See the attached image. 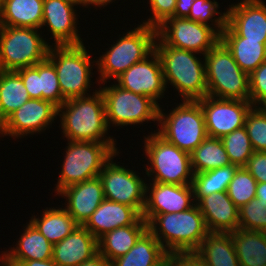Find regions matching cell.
I'll list each match as a JSON object with an SVG mask.
<instances>
[{
  "mask_svg": "<svg viewBox=\"0 0 266 266\" xmlns=\"http://www.w3.org/2000/svg\"><path fill=\"white\" fill-rule=\"evenodd\" d=\"M58 115L67 141L116 142V139L106 136L109 127L100 90H95L92 96L66 100L58 107Z\"/></svg>",
  "mask_w": 266,
  "mask_h": 266,
  "instance_id": "cell-1",
  "label": "cell"
},
{
  "mask_svg": "<svg viewBox=\"0 0 266 266\" xmlns=\"http://www.w3.org/2000/svg\"><path fill=\"white\" fill-rule=\"evenodd\" d=\"M147 224L169 255L194 253L210 233L196 203L182 212L157 214Z\"/></svg>",
  "mask_w": 266,
  "mask_h": 266,
  "instance_id": "cell-2",
  "label": "cell"
},
{
  "mask_svg": "<svg viewBox=\"0 0 266 266\" xmlns=\"http://www.w3.org/2000/svg\"><path fill=\"white\" fill-rule=\"evenodd\" d=\"M154 50L162 64L166 88L170 83L182 100L197 101L207 96L205 60L197 58L195 52L171 46H154Z\"/></svg>",
  "mask_w": 266,
  "mask_h": 266,
  "instance_id": "cell-3",
  "label": "cell"
},
{
  "mask_svg": "<svg viewBox=\"0 0 266 266\" xmlns=\"http://www.w3.org/2000/svg\"><path fill=\"white\" fill-rule=\"evenodd\" d=\"M207 95L220 99L250 101L249 74L219 40L204 56Z\"/></svg>",
  "mask_w": 266,
  "mask_h": 266,
  "instance_id": "cell-4",
  "label": "cell"
},
{
  "mask_svg": "<svg viewBox=\"0 0 266 266\" xmlns=\"http://www.w3.org/2000/svg\"><path fill=\"white\" fill-rule=\"evenodd\" d=\"M157 29L140 24L128 31L111 45L107 51L96 59L100 84L116 79L132 65L144 60L154 51ZM102 82V83H101Z\"/></svg>",
  "mask_w": 266,
  "mask_h": 266,
  "instance_id": "cell-5",
  "label": "cell"
},
{
  "mask_svg": "<svg viewBox=\"0 0 266 266\" xmlns=\"http://www.w3.org/2000/svg\"><path fill=\"white\" fill-rule=\"evenodd\" d=\"M55 192L99 176L105 163L116 153V143L68 141Z\"/></svg>",
  "mask_w": 266,
  "mask_h": 266,
  "instance_id": "cell-6",
  "label": "cell"
},
{
  "mask_svg": "<svg viewBox=\"0 0 266 266\" xmlns=\"http://www.w3.org/2000/svg\"><path fill=\"white\" fill-rule=\"evenodd\" d=\"M144 143L145 155L151 164V168L146 166L145 171L148 177L152 176L151 182L177 185L193 183L194 172L188 152L180 150L155 131L145 137Z\"/></svg>",
  "mask_w": 266,
  "mask_h": 266,
  "instance_id": "cell-7",
  "label": "cell"
},
{
  "mask_svg": "<svg viewBox=\"0 0 266 266\" xmlns=\"http://www.w3.org/2000/svg\"><path fill=\"white\" fill-rule=\"evenodd\" d=\"M90 57V52L86 50L84 43L80 45H54V47L50 45L47 59L56 69L58 82L65 100L90 95L87 92L91 88L90 77L93 75L91 63H96Z\"/></svg>",
  "mask_w": 266,
  "mask_h": 266,
  "instance_id": "cell-8",
  "label": "cell"
},
{
  "mask_svg": "<svg viewBox=\"0 0 266 266\" xmlns=\"http://www.w3.org/2000/svg\"><path fill=\"white\" fill-rule=\"evenodd\" d=\"M169 114L159 108L156 131L161 137L189 154L208 136L204 114L198 101L183 100Z\"/></svg>",
  "mask_w": 266,
  "mask_h": 266,
  "instance_id": "cell-9",
  "label": "cell"
},
{
  "mask_svg": "<svg viewBox=\"0 0 266 266\" xmlns=\"http://www.w3.org/2000/svg\"><path fill=\"white\" fill-rule=\"evenodd\" d=\"M38 30L0 26V70L17 71L47 58L50 45Z\"/></svg>",
  "mask_w": 266,
  "mask_h": 266,
  "instance_id": "cell-10",
  "label": "cell"
},
{
  "mask_svg": "<svg viewBox=\"0 0 266 266\" xmlns=\"http://www.w3.org/2000/svg\"><path fill=\"white\" fill-rule=\"evenodd\" d=\"M100 88L109 128L110 124L122 127L142 124L145 121H158L161 105L151 97L125 90L117 84Z\"/></svg>",
  "mask_w": 266,
  "mask_h": 266,
  "instance_id": "cell-11",
  "label": "cell"
},
{
  "mask_svg": "<svg viewBox=\"0 0 266 266\" xmlns=\"http://www.w3.org/2000/svg\"><path fill=\"white\" fill-rule=\"evenodd\" d=\"M156 29L155 46H171L200 53L202 56L220 40V35L212 26L184 17H169Z\"/></svg>",
  "mask_w": 266,
  "mask_h": 266,
  "instance_id": "cell-12",
  "label": "cell"
},
{
  "mask_svg": "<svg viewBox=\"0 0 266 266\" xmlns=\"http://www.w3.org/2000/svg\"><path fill=\"white\" fill-rule=\"evenodd\" d=\"M118 154L119 151L105 163L99 173L104 198L133 207L142 215L145 206L146 181L134 170L114 163L112 159Z\"/></svg>",
  "mask_w": 266,
  "mask_h": 266,
  "instance_id": "cell-13",
  "label": "cell"
},
{
  "mask_svg": "<svg viewBox=\"0 0 266 266\" xmlns=\"http://www.w3.org/2000/svg\"><path fill=\"white\" fill-rule=\"evenodd\" d=\"M197 101L204 114L207 135L220 139L244 127L246 115L253 107L250 101L220 99L209 95Z\"/></svg>",
  "mask_w": 266,
  "mask_h": 266,
  "instance_id": "cell-14",
  "label": "cell"
},
{
  "mask_svg": "<svg viewBox=\"0 0 266 266\" xmlns=\"http://www.w3.org/2000/svg\"><path fill=\"white\" fill-rule=\"evenodd\" d=\"M57 116L58 107L51 101L29 99L0 124V134L13 138L37 134L48 129Z\"/></svg>",
  "mask_w": 266,
  "mask_h": 266,
  "instance_id": "cell-15",
  "label": "cell"
},
{
  "mask_svg": "<svg viewBox=\"0 0 266 266\" xmlns=\"http://www.w3.org/2000/svg\"><path fill=\"white\" fill-rule=\"evenodd\" d=\"M193 199L192 184L150 182L146 184L145 206L141 216L148 223L157 214L182 212L195 205L196 201Z\"/></svg>",
  "mask_w": 266,
  "mask_h": 266,
  "instance_id": "cell-16",
  "label": "cell"
},
{
  "mask_svg": "<svg viewBox=\"0 0 266 266\" xmlns=\"http://www.w3.org/2000/svg\"><path fill=\"white\" fill-rule=\"evenodd\" d=\"M115 80L117 85L123 89L149 96L157 103V100H161L166 91L162 64L155 50L144 60L132 65Z\"/></svg>",
  "mask_w": 266,
  "mask_h": 266,
  "instance_id": "cell-17",
  "label": "cell"
},
{
  "mask_svg": "<svg viewBox=\"0 0 266 266\" xmlns=\"http://www.w3.org/2000/svg\"><path fill=\"white\" fill-rule=\"evenodd\" d=\"M71 0H44L41 28L47 26L55 46L83 44L77 27V13Z\"/></svg>",
  "mask_w": 266,
  "mask_h": 266,
  "instance_id": "cell-18",
  "label": "cell"
},
{
  "mask_svg": "<svg viewBox=\"0 0 266 266\" xmlns=\"http://www.w3.org/2000/svg\"><path fill=\"white\" fill-rule=\"evenodd\" d=\"M226 23L240 36L266 41V4L262 0H241L226 11Z\"/></svg>",
  "mask_w": 266,
  "mask_h": 266,
  "instance_id": "cell-19",
  "label": "cell"
},
{
  "mask_svg": "<svg viewBox=\"0 0 266 266\" xmlns=\"http://www.w3.org/2000/svg\"><path fill=\"white\" fill-rule=\"evenodd\" d=\"M57 195L67 199V204L64 208L75 222L81 226L86 223L91 214L105 199L99 176L68 186Z\"/></svg>",
  "mask_w": 266,
  "mask_h": 266,
  "instance_id": "cell-20",
  "label": "cell"
},
{
  "mask_svg": "<svg viewBox=\"0 0 266 266\" xmlns=\"http://www.w3.org/2000/svg\"><path fill=\"white\" fill-rule=\"evenodd\" d=\"M209 232L229 233L239 229V208L227 191L195 197Z\"/></svg>",
  "mask_w": 266,
  "mask_h": 266,
  "instance_id": "cell-21",
  "label": "cell"
},
{
  "mask_svg": "<svg viewBox=\"0 0 266 266\" xmlns=\"http://www.w3.org/2000/svg\"><path fill=\"white\" fill-rule=\"evenodd\" d=\"M98 253V240L78 225L62 241L53 245V261L58 266H79Z\"/></svg>",
  "mask_w": 266,
  "mask_h": 266,
  "instance_id": "cell-22",
  "label": "cell"
},
{
  "mask_svg": "<svg viewBox=\"0 0 266 266\" xmlns=\"http://www.w3.org/2000/svg\"><path fill=\"white\" fill-rule=\"evenodd\" d=\"M140 217L133 207L104 199L83 226L99 240L116 228L134 224Z\"/></svg>",
  "mask_w": 266,
  "mask_h": 266,
  "instance_id": "cell-23",
  "label": "cell"
},
{
  "mask_svg": "<svg viewBox=\"0 0 266 266\" xmlns=\"http://www.w3.org/2000/svg\"><path fill=\"white\" fill-rule=\"evenodd\" d=\"M220 41L231 52L239 67L249 75L266 61V41H253L240 37L227 23Z\"/></svg>",
  "mask_w": 266,
  "mask_h": 266,
  "instance_id": "cell-24",
  "label": "cell"
},
{
  "mask_svg": "<svg viewBox=\"0 0 266 266\" xmlns=\"http://www.w3.org/2000/svg\"><path fill=\"white\" fill-rule=\"evenodd\" d=\"M148 230V224L141 216L134 224L116 228L98 240V252L112 262L125 255Z\"/></svg>",
  "mask_w": 266,
  "mask_h": 266,
  "instance_id": "cell-25",
  "label": "cell"
},
{
  "mask_svg": "<svg viewBox=\"0 0 266 266\" xmlns=\"http://www.w3.org/2000/svg\"><path fill=\"white\" fill-rule=\"evenodd\" d=\"M169 254L147 230L123 256L111 262L112 266H164Z\"/></svg>",
  "mask_w": 266,
  "mask_h": 266,
  "instance_id": "cell-26",
  "label": "cell"
},
{
  "mask_svg": "<svg viewBox=\"0 0 266 266\" xmlns=\"http://www.w3.org/2000/svg\"><path fill=\"white\" fill-rule=\"evenodd\" d=\"M194 254L208 266H240L230 233L210 232Z\"/></svg>",
  "mask_w": 266,
  "mask_h": 266,
  "instance_id": "cell-27",
  "label": "cell"
},
{
  "mask_svg": "<svg viewBox=\"0 0 266 266\" xmlns=\"http://www.w3.org/2000/svg\"><path fill=\"white\" fill-rule=\"evenodd\" d=\"M16 247L3 252L13 261L48 260L53 257V245L29 221Z\"/></svg>",
  "mask_w": 266,
  "mask_h": 266,
  "instance_id": "cell-28",
  "label": "cell"
},
{
  "mask_svg": "<svg viewBox=\"0 0 266 266\" xmlns=\"http://www.w3.org/2000/svg\"><path fill=\"white\" fill-rule=\"evenodd\" d=\"M44 0H5L0 26L41 29Z\"/></svg>",
  "mask_w": 266,
  "mask_h": 266,
  "instance_id": "cell-29",
  "label": "cell"
},
{
  "mask_svg": "<svg viewBox=\"0 0 266 266\" xmlns=\"http://www.w3.org/2000/svg\"><path fill=\"white\" fill-rule=\"evenodd\" d=\"M229 233L240 266H266V232L238 229Z\"/></svg>",
  "mask_w": 266,
  "mask_h": 266,
  "instance_id": "cell-30",
  "label": "cell"
},
{
  "mask_svg": "<svg viewBox=\"0 0 266 266\" xmlns=\"http://www.w3.org/2000/svg\"><path fill=\"white\" fill-rule=\"evenodd\" d=\"M55 208L47 207L41 218L34 215L29 220L52 245L62 241L78 226L65 208Z\"/></svg>",
  "mask_w": 266,
  "mask_h": 266,
  "instance_id": "cell-31",
  "label": "cell"
},
{
  "mask_svg": "<svg viewBox=\"0 0 266 266\" xmlns=\"http://www.w3.org/2000/svg\"><path fill=\"white\" fill-rule=\"evenodd\" d=\"M30 98L16 71L0 70V124Z\"/></svg>",
  "mask_w": 266,
  "mask_h": 266,
  "instance_id": "cell-32",
  "label": "cell"
},
{
  "mask_svg": "<svg viewBox=\"0 0 266 266\" xmlns=\"http://www.w3.org/2000/svg\"><path fill=\"white\" fill-rule=\"evenodd\" d=\"M190 159L194 174L231 164L221 139L209 136L190 153Z\"/></svg>",
  "mask_w": 266,
  "mask_h": 266,
  "instance_id": "cell-33",
  "label": "cell"
},
{
  "mask_svg": "<svg viewBox=\"0 0 266 266\" xmlns=\"http://www.w3.org/2000/svg\"><path fill=\"white\" fill-rule=\"evenodd\" d=\"M238 166L230 164L202 173H195L193 177V189L195 197H204L216 192L227 191L230 181Z\"/></svg>",
  "mask_w": 266,
  "mask_h": 266,
  "instance_id": "cell-34",
  "label": "cell"
},
{
  "mask_svg": "<svg viewBox=\"0 0 266 266\" xmlns=\"http://www.w3.org/2000/svg\"><path fill=\"white\" fill-rule=\"evenodd\" d=\"M229 161L238 167H244L254 153L246 128L234 130L221 138Z\"/></svg>",
  "mask_w": 266,
  "mask_h": 266,
  "instance_id": "cell-35",
  "label": "cell"
},
{
  "mask_svg": "<svg viewBox=\"0 0 266 266\" xmlns=\"http://www.w3.org/2000/svg\"><path fill=\"white\" fill-rule=\"evenodd\" d=\"M257 181L244 168L238 167L230 181L227 194L233 203L240 208L247 204L256 195Z\"/></svg>",
  "mask_w": 266,
  "mask_h": 266,
  "instance_id": "cell-36",
  "label": "cell"
},
{
  "mask_svg": "<svg viewBox=\"0 0 266 266\" xmlns=\"http://www.w3.org/2000/svg\"><path fill=\"white\" fill-rule=\"evenodd\" d=\"M218 9L219 4L215 0H196L193 2L189 15L186 18L208 26L212 25V28L220 35L226 26L227 13H220V10L218 11ZM217 14L220 15L215 17ZM213 17L215 18L212 19ZM210 21L213 23L211 24Z\"/></svg>",
  "mask_w": 266,
  "mask_h": 266,
  "instance_id": "cell-37",
  "label": "cell"
},
{
  "mask_svg": "<svg viewBox=\"0 0 266 266\" xmlns=\"http://www.w3.org/2000/svg\"><path fill=\"white\" fill-rule=\"evenodd\" d=\"M40 91L42 99L51 101L57 107L66 100L63 98L54 65L46 58L39 63Z\"/></svg>",
  "mask_w": 266,
  "mask_h": 266,
  "instance_id": "cell-38",
  "label": "cell"
},
{
  "mask_svg": "<svg viewBox=\"0 0 266 266\" xmlns=\"http://www.w3.org/2000/svg\"><path fill=\"white\" fill-rule=\"evenodd\" d=\"M247 134L254 151H266V109L252 107L245 118Z\"/></svg>",
  "mask_w": 266,
  "mask_h": 266,
  "instance_id": "cell-39",
  "label": "cell"
},
{
  "mask_svg": "<svg viewBox=\"0 0 266 266\" xmlns=\"http://www.w3.org/2000/svg\"><path fill=\"white\" fill-rule=\"evenodd\" d=\"M238 210L239 229L266 232V203L254 198Z\"/></svg>",
  "mask_w": 266,
  "mask_h": 266,
  "instance_id": "cell-40",
  "label": "cell"
},
{
  "mask_svg": "<svg viewBox=\"0 0 266 266\" xmlns=\"http://www.w3.org/2000/svg\"><path fill=\"white\" fill-rule=\"evenodd\" d=\"M249 84L253 107H266V61L249 75Z\"/></svg>",
  "mask_w": 266,
  "mask_h": 266,
  "instance_id": "cell-41",
  "label": "cell"
},
{
  "mask_svg": "<svg viewBox=\"0 0 266 266\" xmlns=\"http://www.w3.org/2000/svg\"><path fill=\"white\" fill-rule=\"evenodd\" d=\"M152 16L142 24L157 28L166 19L174 16L176 0H149Z\"/></svg>",
  "mask_w": 266,
  "mask_h": 266,
  "instance_id": "cell-42",
  "label": "cell"
},
{
  "mask_svg": "<svg viewBox=\"0 0 266 266\" xmlns=\"http://www.w3.org/2000/svg\"><path fill=\"white\" fill-rule=\"evenodd\" d=\"M29 93L31 99H42V91H40L39 63L34 66L21 68L16 71Z\"/></svg>",
  "mask_w": 266,
  "mask_h": 266,
  "instance_id": "cell-43",
  "label": "cell"
},
{
  "mask_svg": "<svg viewBox=\"0 0 266 266\" xmlns=\"http://www.w3.org/2000/svg\"><path fill=\"white\" fill-rule=\"evenodd\" d=\"M244 168L257 183L266 182V151H254Z\"/></svg>",
  "mask_w": 266,
  "mask_h": 266,
  "instance_id": "cell-44",
  "label": "cell"
},
{
  "mask_svg": "<svg viewBox=\"0 0 266 266\" xmlns=\"http://www.w3.org/2000/svg\"><path fill=\"white\" fill-rule=\"evenodd\" d=\"M164 266H197V256L194 253L168 255Z\"/></svg>",
  "mask_w": 266,
  "mask_h": 266,
  "instance_id": "cell-45",
  "label": "cell"
},
{
  "mask_svg": "<svg viewBox=\"0 0 266 266\" xmlns=\"http://www.w3.org/2000/svg\"><path fill=\"white\" fill-rule=\"evenodd\" d=\"M196 0H176L175 18H186L189 15L190 8L193 5V2Z\"/></svg>",
  "mask_w": 266,
  "mask_h": 266,
  "instance_id": "cell-46",
  "label": "cell"
},
{
  "mask_svg": "<svg viewBox=\"0 0 266 266\" xmlns=\"http://www.w3.org/2000/svg\"><path fill=\"white\" fill-rule=\"evenodd\" d=\"M79 266H112V264L98 252L91 259L83 262Z\"/></svg>",
  "mask_w": 266,
  "mask_h": 266,
  "instance_id": "cell-47",
  "label": "cell"
},
{
  "mask_svg": "<svg viewBox=\"0 0 266 266\" xmlns=\"http://www.w3.org/2000/svg\"><path fill=\"white\" fill-rule=\"evenodd\" d=\"M24 266H58L53 259L23 261Z\"/></svg>",
  "mask_w": 266,
  "mask_h": 266,
  "instance_id": "cell-48",
  "label": "cell"
},
{
  "mask_svg": "<svg viewBox=\"0 0 266 266\" xmlns=\"http://www.w3.org/2000/svg\"><path fill=\"white\" fill-rule=\"evenodd\" d=\"M255 198L266 203V182L257 183Z\"/></svg>",
  "mask_w": 266,
  "mask_h": 266,
  "instance_id": "cell-49",
  "label": "cell"
},
{
  "mask_svg": "<svg viewBox=\"0 0 266 266\" xmlns=\"http://www.w3.org/2000/svg\"><path fill=\"white\" fill-rule=\"evenodd\" d=\"M110 2L112 3L113 0H82V7L85 5L84 7L88 8L89 5H93V6H95V8H96V6L100 8V6L105 7Z\"/></svg>",
  "mask_w": 266,
  "mask_h": 266,
  "instance_id": "cell-50",
  "label": "cell"
},
{
  "mask_svg": "<svg viewBox=\"0 0 266 266\" xmlns=\"http://www.w3.org/2000/svg\"><path fill=\"white\" fill-rule=\"evenodd\" d=\"M2 255V256H1ZM0 255V266H24L22 263L13 261L9 257H7L3 251L2 254Z\"/></svg>",
  "mask_w": 266,
  "mask_h": 266,
  "instance_id": "cell-51",
  "label": "cell"
},
{
  "mask_svg": "<svg viewBox=\"0 0 266 266\" xmlns=\"http://www.w3.org/2000/svg\"><path fill=\"white\" fill-rule=\"evenodd\" d=\"M197 266H208L205 262H203L198 256H197Z\"/></svg>",
  "mask_w": 266,
  "mask_h": 266,
  "instance_id": "cell-52",
  "label": "cell"
},
{
  "mask_svg": "<svg viewBox=\"0 0 266 266\" xmlns=\"http://www.w3.org/2000/svg\"><path fill=\"white\" fill-rule=\"evenodd\" d=\"M4 3H5V0H0V15H1L2 10L4 8Z\"/></svg>",
  "mask_w": 266,
  "mask_h": 266,
  "instance_id": "cell-53",
  "label": "cell"
},
{
  "mask_svg": "<svg viewBox=\"0 0 266 266\" xmlns=\"http://www.w3.org/2000/svg\"><path fill=\"white\" fill-rule=\"evenodd\" d=\"M71 1H73V2H75V3H77V4H79L80 6L82 5V0H71Z\"/></svg>",
  "mask_w": 266,
  "mask_h": 266,
  "instance_id": "cell-54",
  "label": "cell"
}]
</instances>
